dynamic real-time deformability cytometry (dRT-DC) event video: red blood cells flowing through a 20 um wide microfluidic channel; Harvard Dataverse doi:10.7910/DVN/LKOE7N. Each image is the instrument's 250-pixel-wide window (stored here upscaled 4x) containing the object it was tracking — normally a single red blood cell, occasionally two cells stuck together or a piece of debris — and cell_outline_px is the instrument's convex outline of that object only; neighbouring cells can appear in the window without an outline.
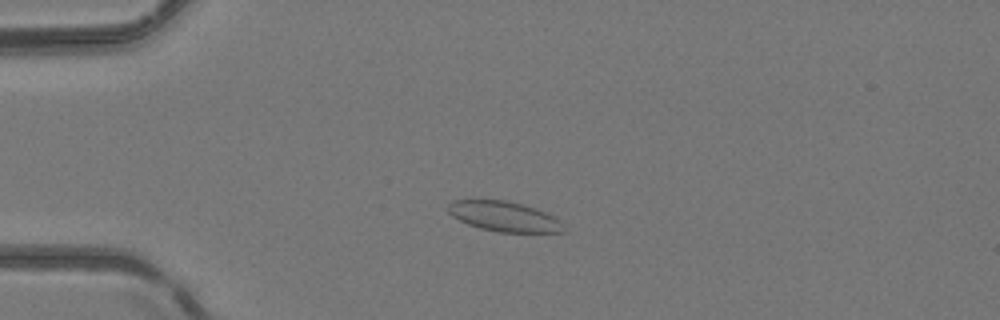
{"species": "common noctule bat (a hibernating species)", "species_latin": "Nyctalus noctula", "temperature_condition": "room temperature", "stored_images_in_passage": 49, "camera_frame_rate_fps": 3000, "um_per_image_px": 0.085, "animal": {"sex": "female", "body_mass_g": 24.6, "forearm_length_mm": 56.2}, "frame": {"image": 1, "passage_image": 11, "time_ms": 3.333, "image_size_px": [1000, 320], "cell_outline_px": [[564, 232], [500, 232], [480, 228], [468, 224], [452, 216], [448, 212], [448, 204], [452, 200], [504, 200], [524, 204], [536, 208], [560, 220]], "centroid_in_image_um": [42.82, 18.39], "position_along_channel_um": 42.2, "area_um2": 20.06}}
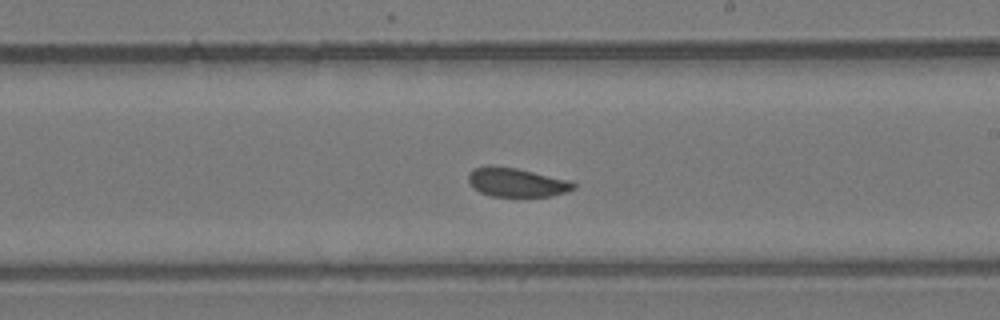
{"frame": {"image": 2, "passage_image": 28, "time_ms": 9.0, "image_size_px": [1000, 320], "cell_outline_px": [[576, 188], [552, 196], [492, 196], [480, 192], [468, 180], [468, 172], [472, 168], [516, 168], [572, 180], [576, 184]], "centroid_in_image_um": [43.99, 15.52], "position_along_channel_um": 245.0, "area_um2": 17.22}}
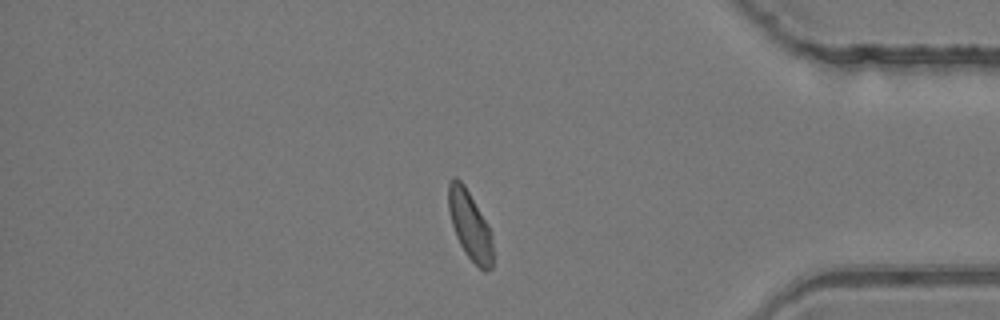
{"frame": {"image": 3, "passage_image": 41, "time_ms": 13.333, "image_size_px": [1000, 320], "cell_outline_px": [[492, 268], [484, 272], [464, 252], [456, 236], [452, 224], [448, 208], [448, 184], [452, 176], [456, 176], [464, 184], [488, 224], [492, 236]], "centroid_in_image_um": [39.93, 19.12], "position_along_channel_um": 395.3, "area_um2": 17.74}, "authors_computed_cell_mechanics": {"area_um2": 18.496, "velocity_mm_per_s": 4.1176, "shape_relaxation_time_tau1_ms": null, "shape_relaxation_time_tau2_ms": 1.663, "deformation_change_tau1": null, "deformation_change_tau2": 0.0428}}